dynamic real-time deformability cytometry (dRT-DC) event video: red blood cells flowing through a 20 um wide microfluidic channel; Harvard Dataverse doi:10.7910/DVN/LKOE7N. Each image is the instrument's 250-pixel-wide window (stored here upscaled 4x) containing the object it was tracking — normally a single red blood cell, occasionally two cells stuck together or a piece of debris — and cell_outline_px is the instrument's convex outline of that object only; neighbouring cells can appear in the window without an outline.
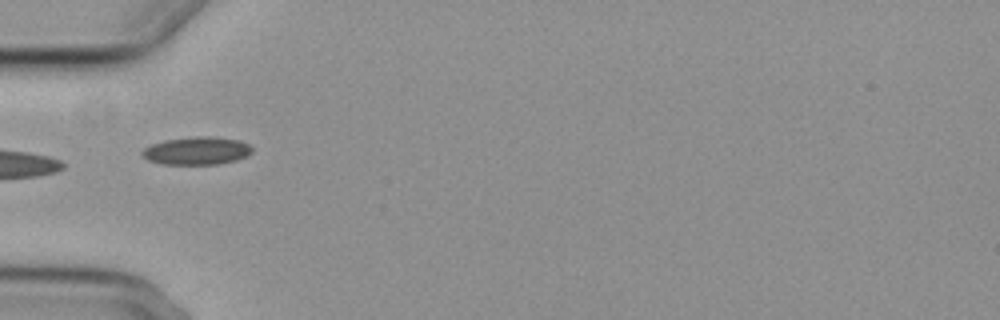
{"species": "common noctule bat (a hibernating species)", "species_latin": "Nyctalus noctula", "temperature_condition": "cold", "stored_images_in_passage": 8, "camera_frame_rate_fps": 3000, "um_per_image_px": 0.085, "animal": {"sex": "female", "body_mass_g": 29.2, "forearm_length_mm": 56.3}, "frame": {"image": 1, "passage_image": 6, "time_ms": 6.0, "image_size_px": [1000, 320], "cell_outline_px": [[252, 152], [248, 156], [236, 160], [220, 164], [164, 164], [148, 160], [140, 152], [144, 148], [152, 144], [164, 140], [196, 136], [212, 136], [236, 140], [248, 144], [252, 148]], "centroid_in_image_um": [16.73, 12.81], "position_along_channel_um": 68.3, "area_um2": 17.8}}
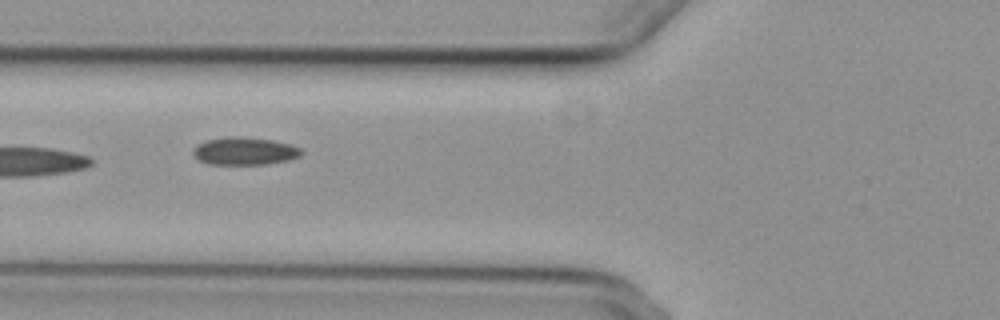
{"frame": {"image": 2, "passage_image": 7, "time_ms": 7.0, "image_size_px": [1000, 320], "cell_outline_px": [[304, 152], [300, 156], [288, 160], [264, 164], [208, 164], [200, 160], [192, 152], [192, 148], [196, 144], [204, 140], [228, 136], [236, 136], [272, 140], [292, 144], [300, 148]], "centroid_in_image_um": [20.78, 12.83], "position_along_channel_um": 105.0, "area_um2": 17.57}}
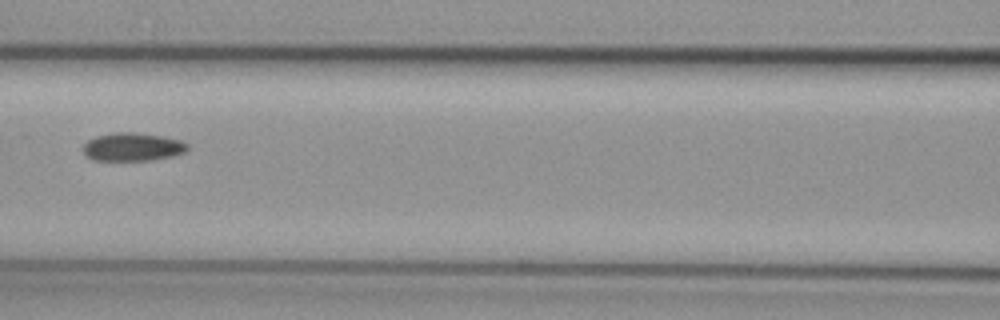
{"frame": {"image": 3, "passage_image": 8, "time_ms": 8.333, "image_size_px": [1000, 320], "cell_outline_px": [[188, 152], [172, 156], [152, 160], [92, 160], [84, 156], [84, 144], [88, 140], [96, 136], [112, 132], [132, 132], [160, 136], [180, 140], [188, 144]], "centroid_in_image_um": [11.26, 12.49], "position_along_channel_um": 155.3, "area_um2": 17.22}}